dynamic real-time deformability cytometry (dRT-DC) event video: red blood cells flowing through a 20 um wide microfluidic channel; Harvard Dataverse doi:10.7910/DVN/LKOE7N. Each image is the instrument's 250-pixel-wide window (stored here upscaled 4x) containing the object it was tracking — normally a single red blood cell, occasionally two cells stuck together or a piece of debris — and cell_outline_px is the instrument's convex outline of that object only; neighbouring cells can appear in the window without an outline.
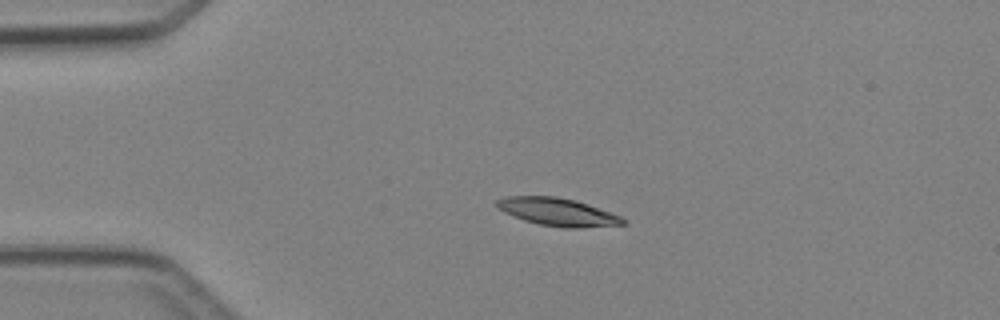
{"species": "Egyptian fruit bat (a non-hibernating species)", "species_latin": "Rousettus aegyptiacus", "temperature_condition": "cold", "stored_images_in_passage": 3, "camera_frame_rate_fps": 3000, "um_per_image_px": 0.085, "animal": {"sex": "female"}, "frame": {"image": 1, "passage_image": 2, "time_ms": 1.333, "image_size_px": [1000, 320], "cell_outline_px": [[628, 220], [624, 224], [580, 228], [564, 228], [540, 224], [524, 220], [504, 212], [496, 208], [496, 200], [504, 196], [556, 196], [576, 200], [588, 204], [620, 216]], "centroid_in_image_um": [47.38, 18.01], "position_along_channel_um": 37.6, "area_um2": 20.46}}